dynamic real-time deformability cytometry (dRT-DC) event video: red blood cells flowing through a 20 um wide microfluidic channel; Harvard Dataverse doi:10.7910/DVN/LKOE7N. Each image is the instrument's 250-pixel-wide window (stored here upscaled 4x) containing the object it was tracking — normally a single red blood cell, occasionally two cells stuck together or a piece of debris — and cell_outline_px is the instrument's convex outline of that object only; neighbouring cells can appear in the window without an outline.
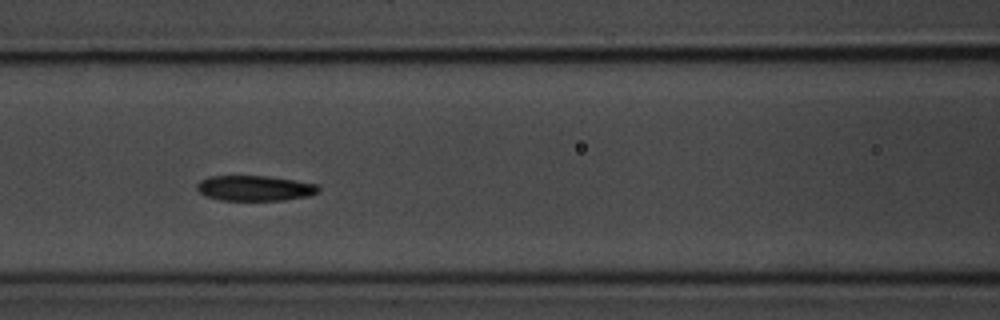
{"species": "common noctule bat (a hibernating species)", "species_latin": "Nyctalus noctula", "temperature_condition": "room temperature", "stored_images_in_passage": 8, "camera_frame_rate_fps": 3000, "um_per_image_px": 0.085, "animal": {"sex": "male", "body_mass_g": 20.1, "forearm_length_mm": 53.5}, "frame": {"image": 1, "passage_image": 6, "time_ms": 5.667, "image_size_px": [1000, 320], "cell_outline_px": [[320, 192], [308, 196], [284, 200], [220, 200], [204, 196], [196, 188], [196, 184], [200, 180], [208, 176], [268, 176], [296, 180], [316, 184], [320, 188]], "centroid_in_image_um": [21.65, 15.99], "position_along_channel_um": 145.0, "area_um2": 18.09}}
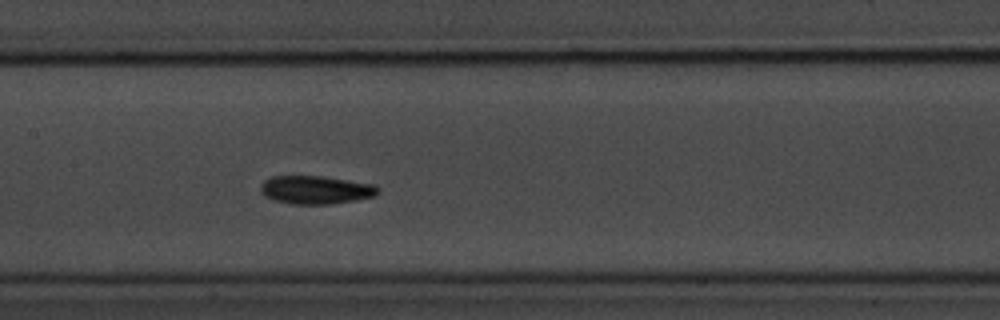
{"frame": {"image": 2, "passage_image": 7, "time_ms": 6.667, "image_size_px": [1000, 320], "cell_outline_px": [[380, 192], [376, 196], [356, 200], [328, 204], [292, 204], [272, 200], [264, 196], [260, 192], [260, 184], [264, 180], [272, 176], [324, 176], [376, 184], [380, 188]], "centroid_in_image_um": [26.85, 16.13], "position_along_channel_um": 180.5, "area_um2": 19.71}}